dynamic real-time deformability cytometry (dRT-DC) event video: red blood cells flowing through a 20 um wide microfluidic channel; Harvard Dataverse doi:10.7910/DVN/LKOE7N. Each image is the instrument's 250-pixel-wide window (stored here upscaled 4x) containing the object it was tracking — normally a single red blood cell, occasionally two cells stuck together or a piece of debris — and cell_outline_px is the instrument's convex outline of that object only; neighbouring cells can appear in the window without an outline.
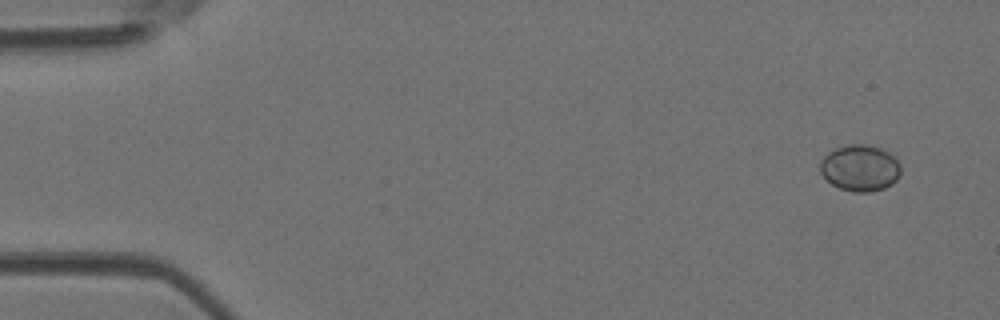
{"species": "Egyptian fruit bat (a non-hibernating species)", "species_latin": "Rousettus aegyptiacus", "temperature_condition": "room temperature", "stored_images_in_passage": 8, "camera_frame_rate_fps": 3000, "um_per_image_px": 0.085, "animal": {"sex": "female"}, "frame": {"image": 1, "passage_image": 1, "time_ms": 0.0, "image_size_px": [1000, 320], "cell_outline_px": [[900, 176], [892, 184], [884, 188], [868, 192], [852, 192], [840, 188], [832, 184], [820, 172], [820, 160], [828, 152], [836, 148], [848, 144], [868, 144], [880, 148], [896, 156], [900, 164]], "centroid_in_image_um": [73.12, 14.27], "position_along_channel_um": 11.9, "area_um2": 21.96}}
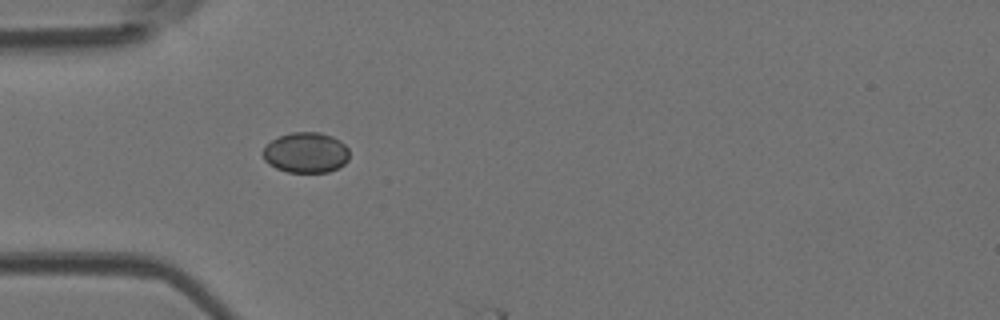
{"frame": {"image": 2, "passage_image": 4, "time_ms": 1.0, "image_size_px": [1000, 320], "cell_outline_px": [[348, 160], [344, 164], [328, 172], [288, 172], [276, 168], [268, 164], [264, 160], [264, 148], [272, 140], [280, 136], [292, 132], [320, 132], [332, 136], [340, 140], [348, 148]], "centroid_in_image_um": [26.02, 12.97], "position_along_channel_um": 59.0, "area_um2": 20.29}}